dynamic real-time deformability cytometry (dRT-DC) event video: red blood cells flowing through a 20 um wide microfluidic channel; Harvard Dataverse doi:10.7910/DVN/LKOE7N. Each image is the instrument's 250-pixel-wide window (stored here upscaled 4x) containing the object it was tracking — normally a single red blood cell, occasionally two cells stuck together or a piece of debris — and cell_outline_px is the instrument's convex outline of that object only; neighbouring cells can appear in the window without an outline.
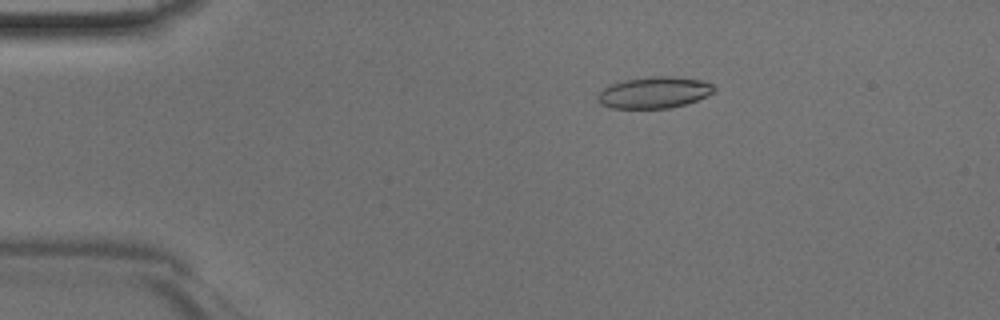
{"species": "Egyptian fruit bat (a non-hibernating species)", "species_latin": "Rousettus aegyptiacus", "temperature_condition": "room temperature", "stored_images_in_passage": 43, "camera_frame_rate_fps": 3000, "um_per_image_px": 0.085, "animal": {"sex": "male"}, "frame": {"image": 1, "passage_image": 5, "time_ms": 1.333, "image_size_px": [1000, 320], "cell_outline_px": [[716, 92], [696, 100], [684, 104], [668, 108], [612, 108], [600, 104], [596, 100], [596, 96], [608, 84], [624, 80], [656, 76], [672, 76], [700, 80], [712, 84], [716, 88]], "centroid_in_image_um": [55.58, 7.86], "position_along_channel_um": 29.4, "area_um2": 21.33}}
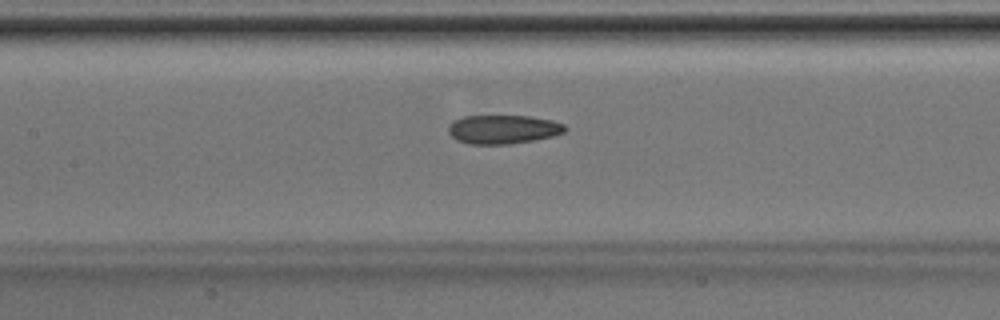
{"frame": {"image": 2, "passage_image": 18, "time_ms": 5.667, "image_size_px": [1000, 320], "cell_outline_px": [[568, 128], [564, 132], [552, 136], [536, 140], [508, 144], [468, 144], [456, 140], [448, 132], [448, 128], [456, 120], [464, 116], [528, 116], [552, 120], [564, 124]], "centroid_in_image_um": [42.79, 11.0], "position_along_channel_um": 164.6, "area_um2": 19.54}}
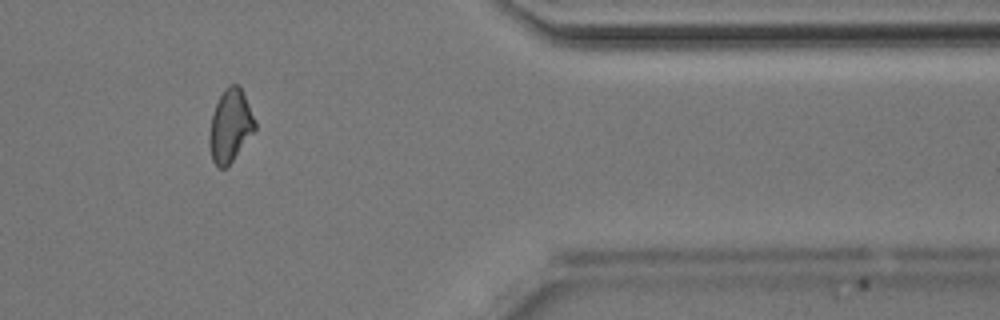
{"frame": {"image": 3, "passage_image": 35, "time_ms": 11.333, "image_size_px": [1000, 320], "cell_outline_px": [[256, 128], [232, 160], [224, 168], [220, 168], [212, 160], [208, 144], [208, 136], [212, 112], [224, 88], [228, 84], [236, 84], [240, 88], [256, 120]], "centroid_in_image_um": [19.54, 10.68], "position_along_channel_um": 391.9, "area_um2": 19.07}}